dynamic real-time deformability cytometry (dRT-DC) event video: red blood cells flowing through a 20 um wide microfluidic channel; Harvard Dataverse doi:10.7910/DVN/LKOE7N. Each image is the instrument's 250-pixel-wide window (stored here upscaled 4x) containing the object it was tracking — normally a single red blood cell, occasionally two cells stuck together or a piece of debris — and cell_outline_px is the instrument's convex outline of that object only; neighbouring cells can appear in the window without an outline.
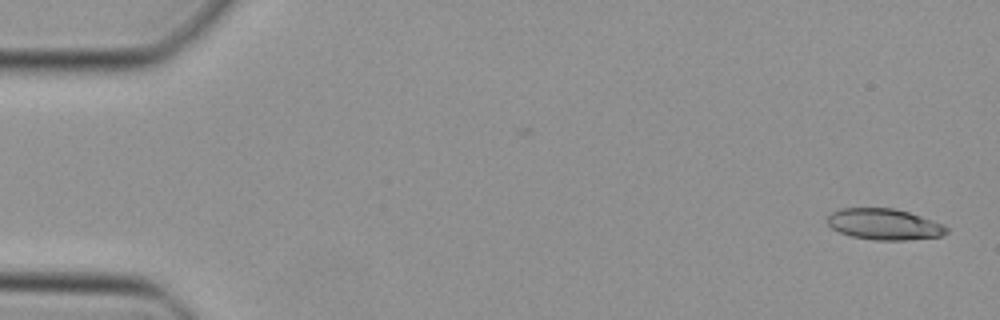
{"species": "Egyptian fruit bat (a non-hibernating species)", "species_latin": "Rousettus aegyptiacus", "temperature_condition": "cold", "stored_images_in_passage": 46, "camera_frame_rate_fps": 3000, "um_per_image_px": 0.085, "animal": {"sex": "female"}, "frame": {"image": 1, "passage_image": 1, "time_ms": 0.0, "image_size_px": [1000, 320], "cell_outline_px": [[948, 232], [940, 236], [908, 240], [872, 240], [852, 236], [840, 232], [832, 228], [828, 224], [828, 216], [832, 212], [840, 208], [892, 208], [908, 212], [944, 224], [948, 228]], "centroid_in_image_um": [75.16, 19.06], "position_along_channel_um": 9.8, "area_um2": 21.5}}
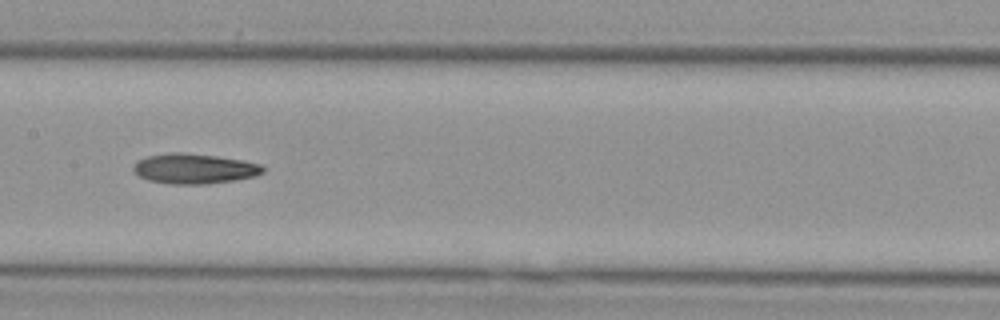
{"frame": {"image": 2, "passage_image": 23, "time_ms": 7.333, "image_size_px": [1000, 320], "cell_outline_px": [[264, 172], [256, 176], [236, 180], [204, 184], [172, 184], [148, 180], [132, 172], [132, 168], [140, 160], [148, 156], [172, 152], [184, 152], [216, 156], [240, 160], [260, 164], [264, 168]], "centroid_in_image_um": [16.52, 14.34], "position_along_channel_um": 190.9, "area_um2": 22.6}}
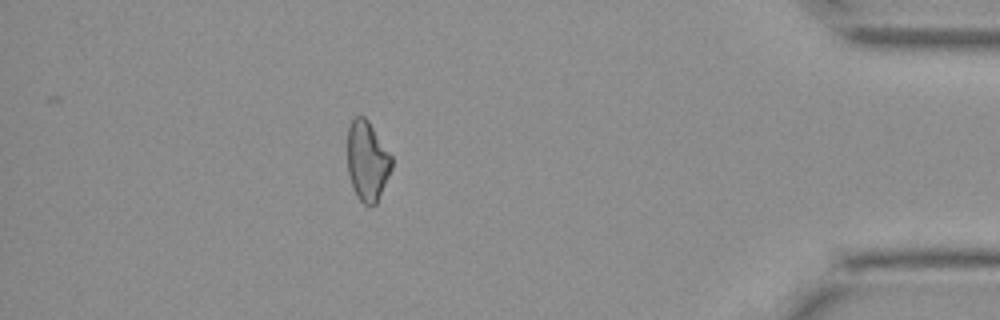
{"frame": {"image": 3, "passage_image": 41, "time_ms": 13.333, "image_size_px": [1000, 320], "cell_outline_px": [[392, 168], [376, 204], [368, 208], [356, 196], [352, 188], [348, 172], [348, 128], [352, 116], [364, 116], [368, 120], [392, 156]], "centroid_in_image_um": [31.21, 13.69], "position_along_channel_um": 404.0, "area_um2": 20.75}}